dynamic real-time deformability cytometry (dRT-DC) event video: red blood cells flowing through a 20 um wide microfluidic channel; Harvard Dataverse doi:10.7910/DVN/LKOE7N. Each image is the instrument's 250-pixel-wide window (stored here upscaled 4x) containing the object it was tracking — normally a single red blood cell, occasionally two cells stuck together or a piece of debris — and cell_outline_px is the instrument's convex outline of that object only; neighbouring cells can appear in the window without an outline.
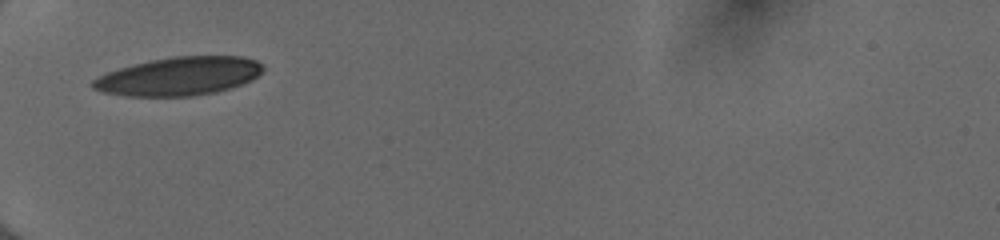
{"species": "human", "species_latin": "Homo sapiens", "temperature_condition": "cold", "stored_images_in_passage": 30, "camera_frame_rate_fps": 3000, "um_per_image_px": 0.085, "donor": {"sex": "female"}, "frame": {"image": 1, "passage_image": 1, "time_ms": 0.0, "image_size_px": [1000, 240], "cell_outline_px": [[264, 72], [252, 80], [216, 92], [192, 96], [124, 96], [104, 92], [92, 88], [92, 80], [96, 76], [120, 68], [152, 60], [172, 56], [240, 56], [256, 60], [264, 68]], "centroid_in_image_um": [15.22, 6.48], "position_along_channel_um": 69.8, "area_um2": 37.97}}
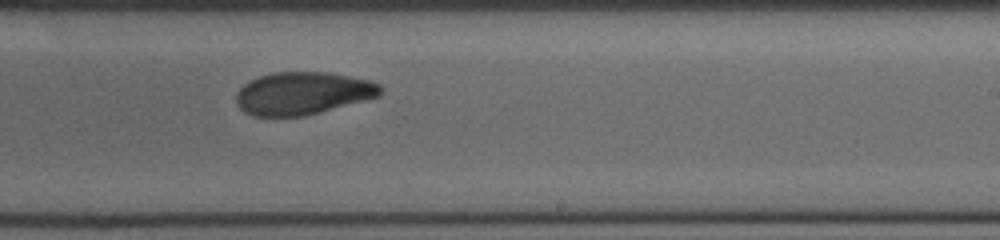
{"frame": {"image": 2, "passage_image": 16, "time_ms": 5.0, "image_size_px": [1000, 240], "cell_outline_px": [[384, 92], [380, 96], [300, 116], [252, 116], [244, 112], [240, 108], [236, 100], [236, 96], [240, 88], [244, 84], [260, 76], [272, 72], [328, 72], [368, 80], [380, 84], [384, 88]], "centroid_in_image_um": [25.74, 7.92], "position_along_channel_um": 263.3, "area_um2": 35.49}}
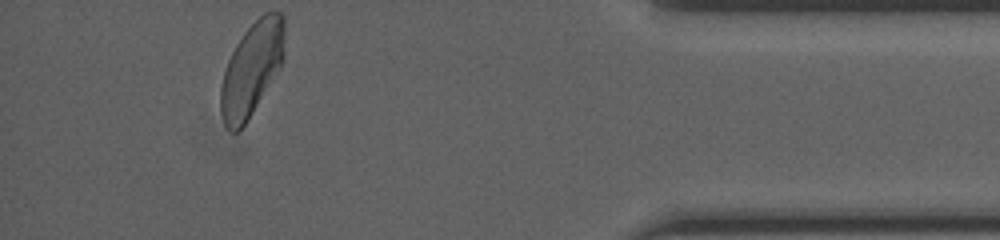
{"frame": {"image": 3, "passage_image": 30, "time_ms": 9.667, "image_size_px": [1000, 240], "cell_outline_px": [[284, 56], [280, 68], [248, 120], [236, 132], [232, 132], [224, 124], [220, 112], [220, 88], [224, 72], [228, 60], [236, 44], [244, 32], [264, 12], [280, 12], [284, 16]], "centroid_in_image_um": [21.39, 5.87], "position_along_channel_um": 413.8, "area_um2": 34.68}, "authors_computed_cell_mechanics": {"area_um2": 36.9053, "velocity_mm_per_s": 4.0097, "shape_relaxation_time_tau1_ms": 5.0707, "shape_relaxation_time_tau2_ms": 2.281, "deformation_change_tau1": 0.1644, "deformation_change_tau2": 0.08}}